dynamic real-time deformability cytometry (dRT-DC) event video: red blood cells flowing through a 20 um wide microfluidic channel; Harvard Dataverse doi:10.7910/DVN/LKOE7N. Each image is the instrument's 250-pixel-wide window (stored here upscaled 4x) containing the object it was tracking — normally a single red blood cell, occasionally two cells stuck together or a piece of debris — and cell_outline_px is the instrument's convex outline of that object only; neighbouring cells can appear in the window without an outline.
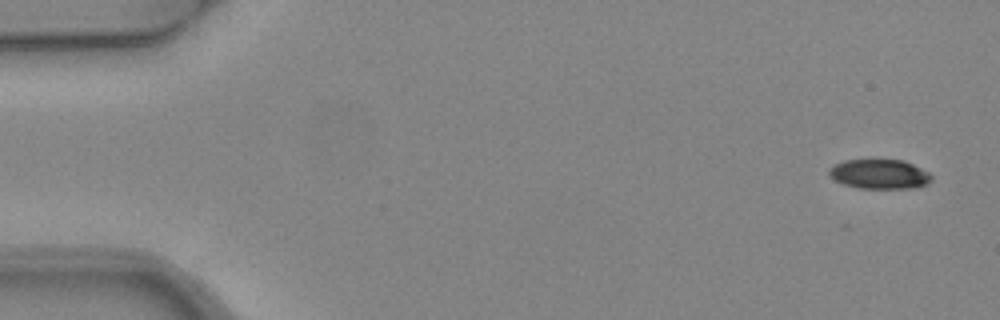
{"species": "common noctule bat (a hibernating species)", "species_latin": "Nyctalus noctula", "temperature_condition": "warm", "stored_images_in_passage": 5, "camera_frame_rate_fps": 3000, "um_per_image_px": 0.085, "animal": {"sex": "female", "body_mass_g": 24.6, "forearm_length_mm": 56.2}, "frame": {"image": 1, "passage_image": 1, "time_ms": 0.0, "image_size_px": [1000, 320], "cell_outline_px": [[932, 180], [928, 184], [916, 188], [860, 188], [844, 184], [836, 180], [828, 172], [836, 164], [844, 160], [872, 156], [904, 160], [928, 172], [932, 176]], "centroid_in_image_um": [74.79, 14.74], "position_along_channel_um": 10.2, "area_um2": 18.26}}
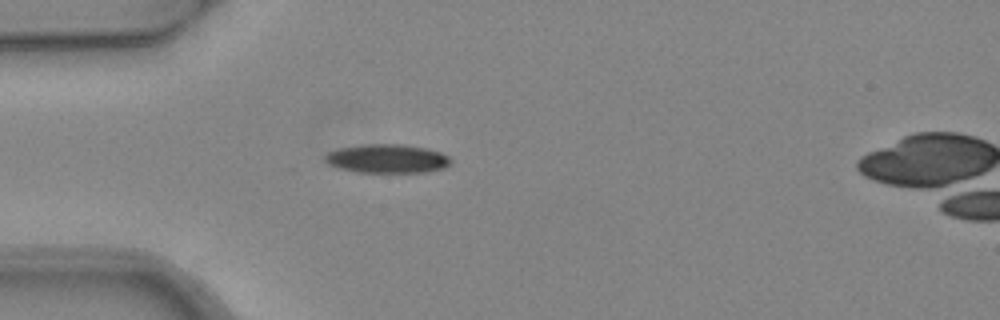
{"frame": {"image": 2, "passage_image": 4, "time_ms": 1.0, "image_size_px": [1000, 320], "cell_outline_px": [[452, 160], [444, 168], [424, 172], [356, 172], [340, 168], [328, 164], [324, 160], [324, 156], [328, 152], [340, 148], [368, 144], [404, 144], [428, 148], [440, 152], [448, 156]], "centroid_in_image_um": [32.91, 13.48], "position_along_channel_um": 52.1, "area_um2": 21.04}}